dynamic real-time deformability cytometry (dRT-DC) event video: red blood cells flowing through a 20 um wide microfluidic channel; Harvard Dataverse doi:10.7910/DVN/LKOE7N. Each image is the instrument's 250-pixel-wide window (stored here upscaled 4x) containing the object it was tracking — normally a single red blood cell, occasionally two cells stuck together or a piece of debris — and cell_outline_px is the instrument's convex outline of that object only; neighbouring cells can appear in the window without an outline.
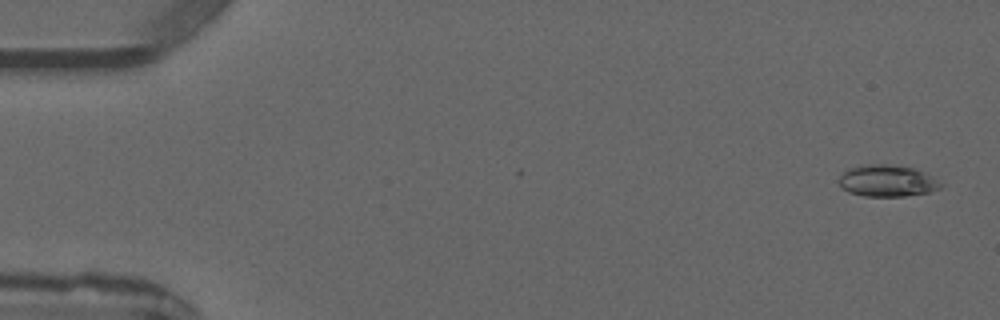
{"species": "common noctule bat (a hibernating species)", "species_latin": "Nyctalus noctula", "temperature_condition": "warm", "stored_images_in_passage": 4, "camera_frame_rate_fps": 3000, "um_per_image_px": 0.085, "animal": {"sex": "male", "forearm_length_mm": 52.5}, "frame": {"image": 1, "passage_image": 1, "time_ms": 0.0, "image_size_px": [1000, 320], "cell_outline_px": [[944, 184], [940, 188], [928, 192], [904, 196], [864, 196], [848, 192], [840, 184], [840, 176], [848, 168], [868, 164], [884, 164], [912, 168], [924, 172], [932, 176]], "centroid_in_image_um": [75.43, 15.37], "position_along_channel_um": 9.6, "area_um2": 18.55}}
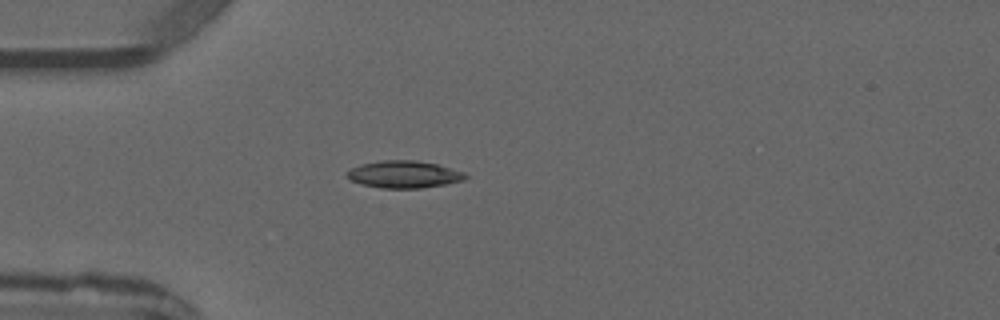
{"frame": {"image": 2, "passage_image": 4, "time_ms": 3.667, "image_size_px": [1000, 320], "cell_outline_px": [[468, 176], [464, 180], [444, 184], [420, 188], [380, 188], [360, 184], [344, 176], [344, 172], [360, 164], [380, 160], [416, 160], [436, 164], [464, 172]], "centroid_in_image_um": [34.28, 14.82], "position_along_channel_um": 50.7, "area_um2": 18.84}}